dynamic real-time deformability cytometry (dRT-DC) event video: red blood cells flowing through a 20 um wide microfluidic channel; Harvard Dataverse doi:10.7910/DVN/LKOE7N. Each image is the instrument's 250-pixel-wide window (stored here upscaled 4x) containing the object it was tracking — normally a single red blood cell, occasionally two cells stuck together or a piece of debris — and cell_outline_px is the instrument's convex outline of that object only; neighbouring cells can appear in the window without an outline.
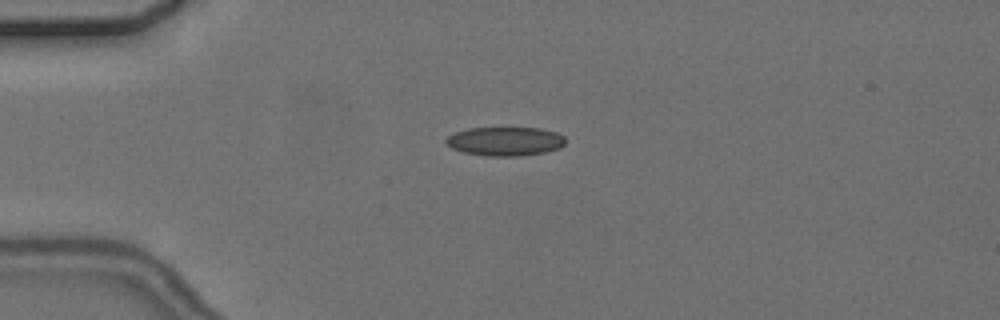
{"species": "common noctule bat (a hibernating species)", "species_latin": "Nyctalus noctula", "temperature_condition": "cold", "stored_images_in_passage": 2, "camera_frame_rate_fps": 3000, "um_per_image_px": 0.085, "animal": {"sex": "female", "body_mass_g": 24.6, "forearm_length_mm": 56.2}, "frame": {"image": 1, "passage_image": 1, "time_ms": 0.0, "image_size_px": [1000, 320], "cell_outline_px": [[564, 144], [560, 148], [544, 152], [520, 156], [488, 156], [464, 152], [452, 148], [444, 140], [448, 136], [456, 132], [468, 128], [540, 128], [556, 132], [564, 136]], "centroid_in_image_um": [42.95, 12.01], "position_along_channel_um": 42.1, "area_um2": 20.0}}